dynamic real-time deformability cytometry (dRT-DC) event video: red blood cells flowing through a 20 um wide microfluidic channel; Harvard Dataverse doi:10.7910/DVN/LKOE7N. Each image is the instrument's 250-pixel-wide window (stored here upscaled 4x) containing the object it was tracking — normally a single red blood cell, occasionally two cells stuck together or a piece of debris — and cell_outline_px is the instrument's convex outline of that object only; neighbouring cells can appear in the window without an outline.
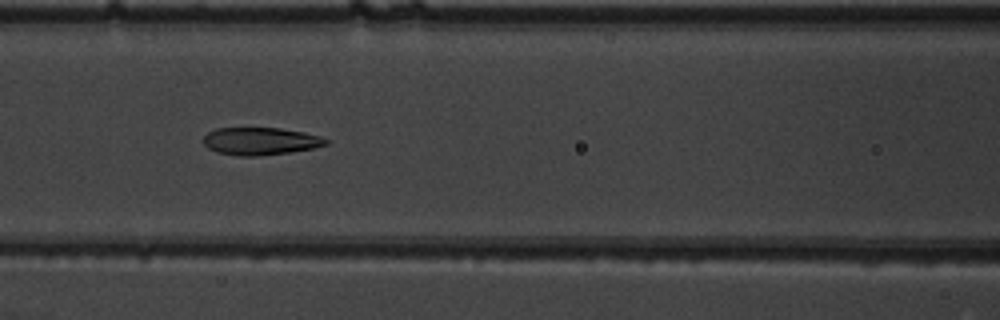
{"species": "common noctule bat (a hibernating species)", "species_latin": "Nyctalus noctula", "temperature_condition": "warm", "stored_images_in_passage": 9, "camera_frame_rate_fps": 3000, "um_per_image_px": 0.085, "animal": {"sex": "male", "body_mass_g": 19.5, "forearm_length_mm": 54.6}, "frame": {"image": 1, "passage_image": 7, "time_ms": 2.0, "image_size_px": [1000, 320], "cell_outline_px": [[332, 140], [328, 144], [312, 148], [288, 152], [256, 156], [240, 156], [216, 152], [208, 148], [204, 144], [204, 136], [208, 132], [216, 128], [280, 128], [304, 132], [320, 136]], "centroid_in_image_um": [22.15, 11.99], "position_along_channel_um": 144.5, "area_um2": 19.65}}
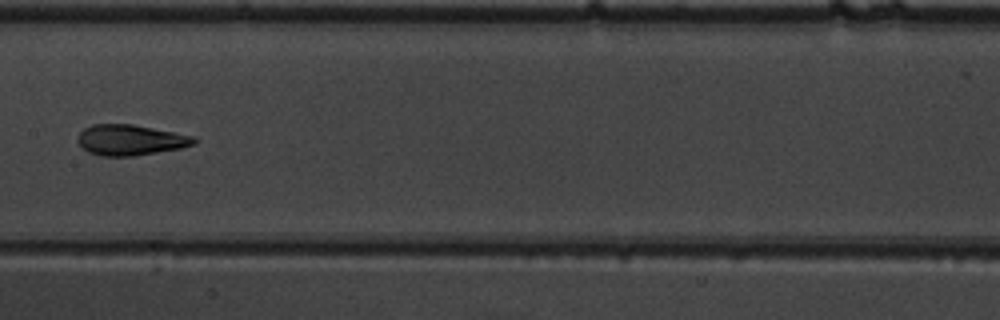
{"frame": {"image": 2, "passage_image": 8, "time_ms": 2.333, "image_size_px": [1000, 320], "cell_outline_px": [[200, 140], [196, 144], [180, 148], [132, 156], [100, 156], [88, 152], [76, 140], [80, 132], [84, 128], [92, 124], [132, 124], [196, 136]], "centroid_in_image_um": [11.12, 11.89], "position_along_channel_um": 196.3, "area_um2": 20.87}}
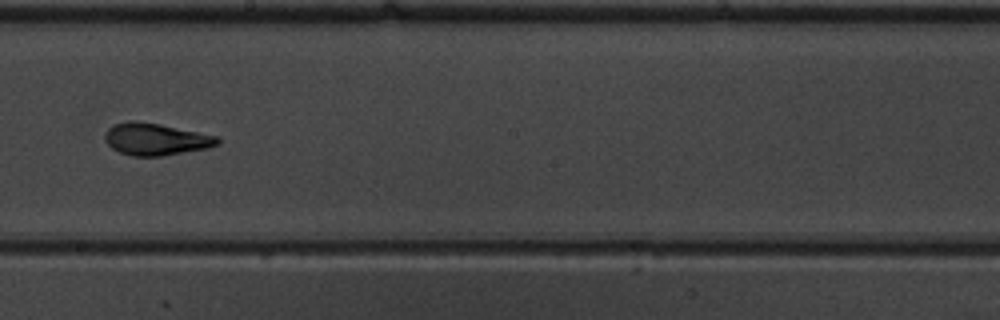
{"frame": {"image": 3, "passage_image": 9, "time_ms": 2.667, "image_size_px": [1000, 320], "cell_outline_px": [[220, 144], [208, 148], [160, 156], [132, 156], [120, 152], [112, 148], [104, 140], [104, 136], [108, 128], [112, 124], [132, 120], [136, 120], [160, 124], [216, 136], [220, 140]], "centroid_in_image_um": [13.21, 11.82], "position_along_channel_um": 235.0, "area_um2": 20.98}}